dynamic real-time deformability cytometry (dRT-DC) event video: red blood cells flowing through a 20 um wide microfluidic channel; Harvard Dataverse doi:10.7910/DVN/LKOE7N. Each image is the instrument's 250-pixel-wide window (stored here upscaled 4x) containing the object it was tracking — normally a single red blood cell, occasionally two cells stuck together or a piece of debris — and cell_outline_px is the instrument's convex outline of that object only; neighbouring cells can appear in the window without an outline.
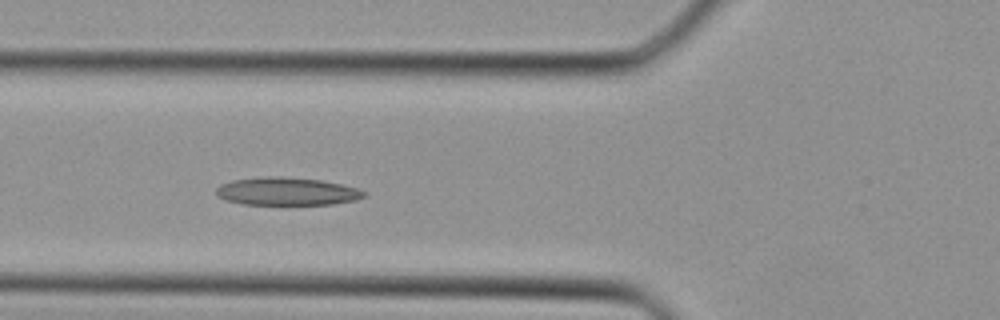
{"species": "Egyptian fruit bat (a non-hibernating species)", "species_latin": "Rousettus aegyptiacus", "temperature_condition": "cold", "stored_images_in_passage": 37, "camera_frame_rate_fps": 3000, "um_per_image_px": 0.085, "animal": {"sex": "female"}, "frame": {"image": 1, "passage_image": 11, "time_ms": 3.333, "image_size_px": [1000, 320], "cell_outline_px": [[368, 196], [356, 200], [332, 204], [244, 204], [228, 200], [216, 196], [216, 188], [220, 184], [232, 180], [268, 176], [280, 176], [320, 180], [340, 184], [356, 188], [368, 192]], "centroid_in_image_um": [24.4, 16.26], "position_along_channel_um": 101.4, "area_um2": 23.99}}
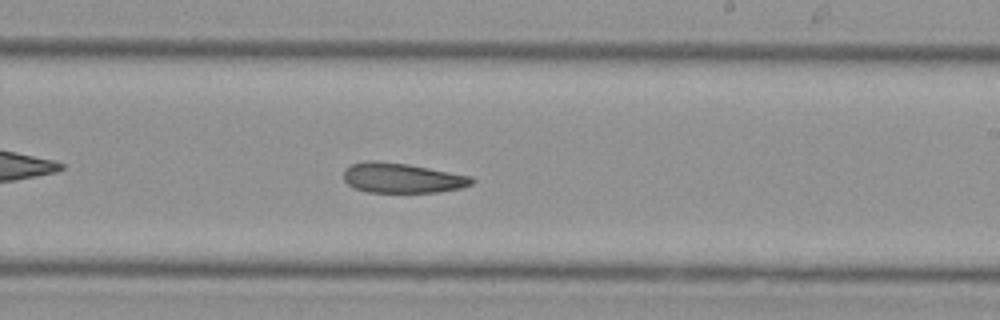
{"frame": {"image": 2, "passage_image": 20, "time_ms": 6.333, "image_size_px": [1000, 320], "cell_outline_px": [[476, 180], [472, 184], [460, 188], [440, 192], [368, 192], [352, 188], [344, 180], [344, 168], [352, 164], [368, 160], [376, 160], [408, 164], [472, 176]], "centroid_in_image_um": [34.17, 15.12], "position_along_channel_um": 254.8, "area_um2": 22.54}}
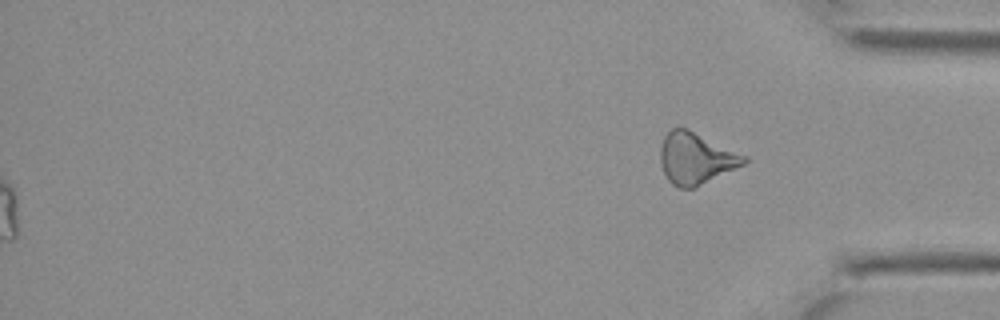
{"frame": {"image": 3, "passage_image": 37, "time_ms": 12.0, "image_size_px": [1000, 320], "cell_outline_px": [[748, 160], [744, 164], [696, 188], [680, 188], [672, 184], [668, 180], [660, 164], [660, 148], [664, 136], [672, 128], [688, 128], [748, 156]], "centroid_in_image_um": [59.15, 13.46], "position_along_channel_um": 376.0, "area_um2": 25.32}}